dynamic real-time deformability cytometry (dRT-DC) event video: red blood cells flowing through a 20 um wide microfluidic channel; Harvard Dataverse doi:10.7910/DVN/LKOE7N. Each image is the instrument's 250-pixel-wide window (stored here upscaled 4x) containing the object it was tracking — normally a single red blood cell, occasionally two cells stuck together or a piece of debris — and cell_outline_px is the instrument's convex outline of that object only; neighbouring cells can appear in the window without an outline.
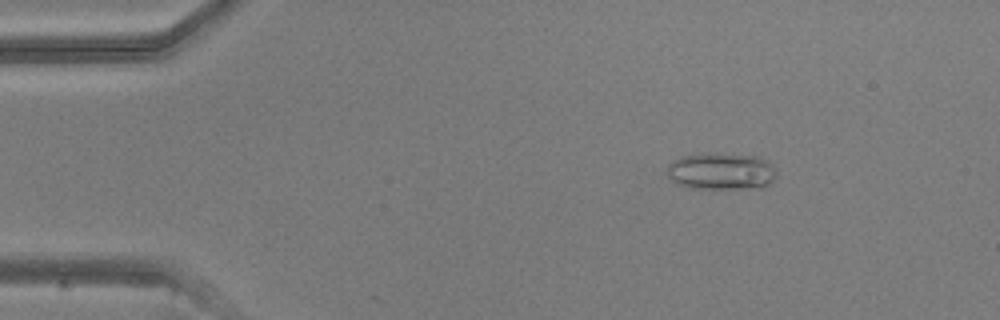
{"species": "common noctule bat (a hibernating species)", "species_latin": "Nyctalus noctula", "temperature_condition": "warm", "stored_images_in_passage": 6, "camera_frame_rate_fps": 3000, "um_per_image_px": 0.085, "animal": {"sex": "male", "body_mass_g": 20.5, "forearm_length_mm": 52.5}, "frame": {"image": 1, "passage_image": 4, "time_ms": 1.0, "image_size_px": [1000, 320], "cell_outline_px": [[776, 176], [764, 188], [688, 188], [676, 184], [668, 176], [668, 164], [672, 160], [680, 156], [708, 152], [720, 152], [760, 156], [768, 160], [772, 164], [776, 172]], "centroid_in_image_um": [61.31, 14.53], "position_along_channel_um": 23.7, "area_um2": 24.22}}